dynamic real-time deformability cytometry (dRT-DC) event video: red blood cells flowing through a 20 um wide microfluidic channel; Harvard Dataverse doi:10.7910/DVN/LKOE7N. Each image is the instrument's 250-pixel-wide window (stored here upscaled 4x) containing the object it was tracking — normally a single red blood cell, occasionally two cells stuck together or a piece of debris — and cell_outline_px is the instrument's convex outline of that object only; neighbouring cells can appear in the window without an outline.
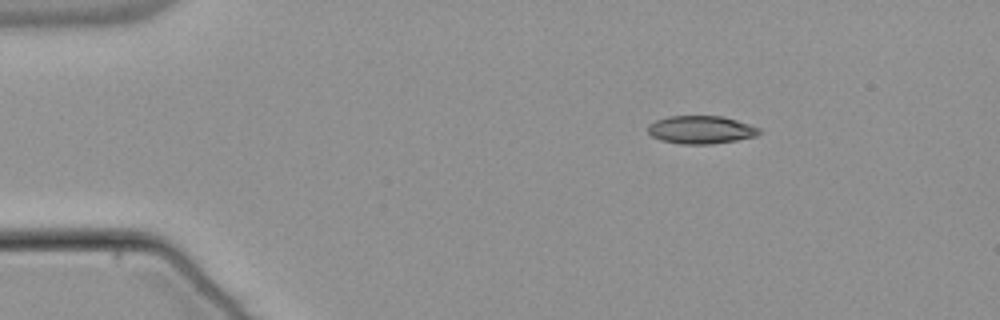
{"species": "common noctule bat (a hibernating species)", "species_latin": "Nyctalus noctula", "temperature_condition": "warm", "stored_images_in_passage": 46, "camera_frame_rate_fps": 3000, "um_per_image_px": 0.085, "animal": {"sex": "male", "body_mass_g": 21.5, "forearm_length_mm": 52.0}, "frame": {"image": 1, "passage_image": 1, "time_ms": 0.0, "image_size_px": [1000, 320], "cell_outline_px": [[760, 132], [756, 136], [736, 140], [712, 144], [680, 144], [660, 140], [652, 136], [648, 132], [648, 124], [656, 120], [668, 116], [724, 116], [760, 128]], "centroid_in_image_um": [59.55, 11.03], "position_along_channel_um": 25.4, "area_um2": 18.15}}
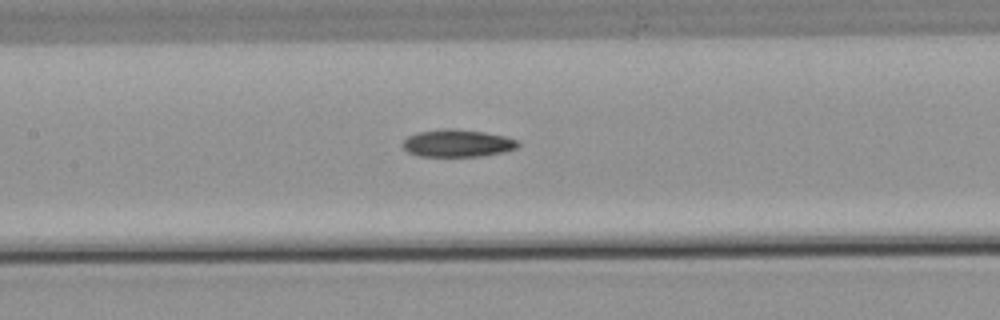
{"frame": {"image": 2, "passage_image": 18, "time_ms": 5.667, "image_size_px": [1000, 320], "cell_outline_px": [[520, 144], [516, 148], [504, 152], [480, 156], [420, 156], [408, 152], [404, 148], [404, 140], [408, 136], [416, 132], [444, 128], [456, 128], [484, 132], [504, 136], [520, 140]], "centroid_in_image_um": [38.91, 12.16], "position_along_channel_um": 168.5, "area_um2": 18.5}}
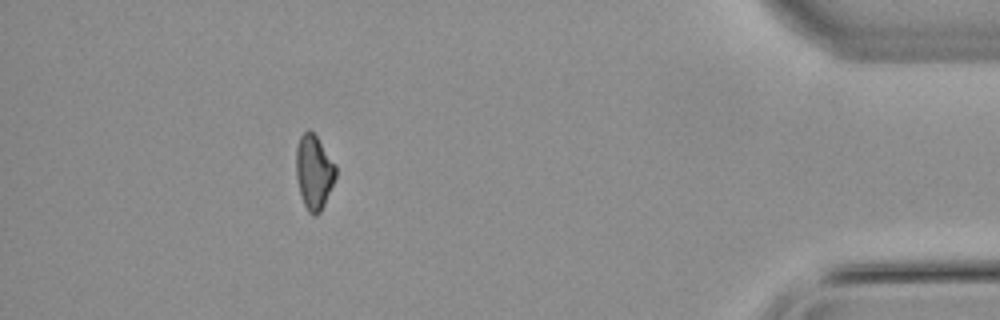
{"frame": {"image": 3, "passage_image": 41, "time_ms": 13.333, "image_size_px": [1000, 320], "cell_outline_px": [[336, 176], [324, 204], [320, 212], [316, 216], [312, 216], [308, 212], [304, 204], [300, 192], [296, 176], [296, 148], [300, 136], [308, 128], [316, 136], [336, 164]], "centroid_in_image_um": [26.68, 14.62], "position_along_channel_um": 408.5, "area_um2": 17.11}}